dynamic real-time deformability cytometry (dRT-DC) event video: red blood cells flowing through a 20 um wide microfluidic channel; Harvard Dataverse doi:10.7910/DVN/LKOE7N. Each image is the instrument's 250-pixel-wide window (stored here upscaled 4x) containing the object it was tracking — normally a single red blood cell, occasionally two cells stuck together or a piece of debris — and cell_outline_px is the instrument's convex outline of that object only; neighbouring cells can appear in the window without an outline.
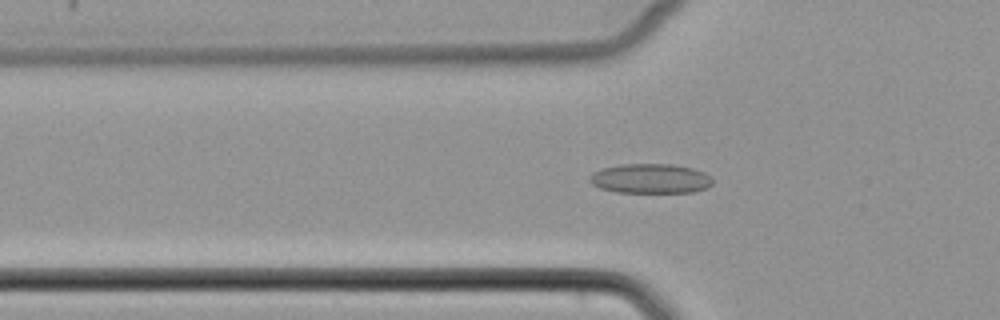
{"species": "common noctule bat (a hibernating species)", "species_latin": "Nyctalus noctula", "temperature_condition": "cold", "stored_images_in_passage": 53, "camera_frame_rate_fps": 3000, "um_per_image_px": 0.085, "animal": {"sex": "female", "body_mass_g": 22.7, "forearm_length_mm": 54.2}, "frame": {"image": 1, "passage_image": 19, "time_ms": 6.0, "image_size_px": [1000, 320], "cell_outline_px": [[712, 184], [704, 188], [692, 192], [616, 192], [600, 188], [592, 184], [588, 180], [588, 176], [592, 172], [604, 168], [620, 164], [672, 164], [692, 168], [704, 172], [712, 180]], "centroid_in_image_um": [55.23, 15.17], "position_along_channel_um": 70.6, "area_um2": 21.15}}
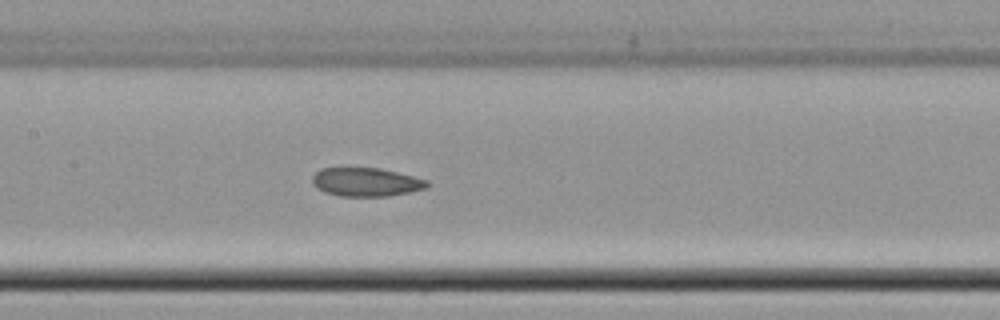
{"frame": {"image": 2, "passage_image": 27, "time_ms": 8.667, "image_size_px": [1000, 320], "cell_outline_px": [[428, 188], [388, 196], [340, 196], [324, 192], [316, 188], [312, 184], [312, 176], [320, 168], [380, 168], [428, 180]], "centroid_in_image_um": [31.08, 15.47], "position_along_channel_um": 176.3, "area_um2": 19.13}}
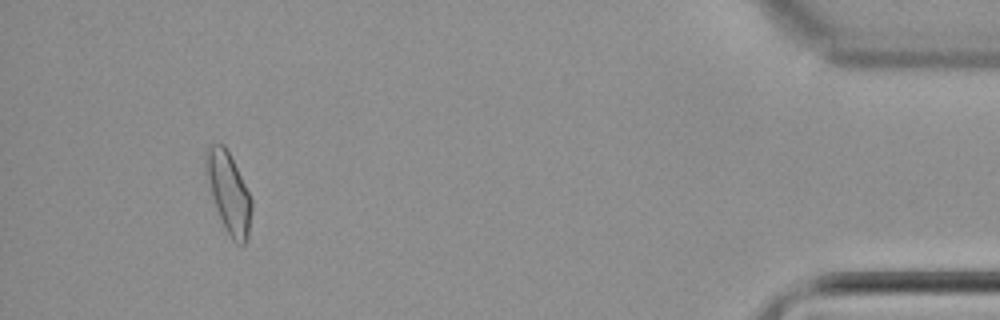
{"frame": {"image": 3, "passage_image": 50, "time_ms": 16.333, "image_size_px": [1000, 320], "cell_outline_px": [[252, 208], [248, 236], [244, 244], [236, 244], [232, 240], [216, 208], [212, 196], [204, 160], [204, 156], [208, 144], [224, 144], [252, 200]], "centroid_in_image_um": [19.43, 16.36], "position_along_channel_um": 415.8, "area_um2": 20.69}}